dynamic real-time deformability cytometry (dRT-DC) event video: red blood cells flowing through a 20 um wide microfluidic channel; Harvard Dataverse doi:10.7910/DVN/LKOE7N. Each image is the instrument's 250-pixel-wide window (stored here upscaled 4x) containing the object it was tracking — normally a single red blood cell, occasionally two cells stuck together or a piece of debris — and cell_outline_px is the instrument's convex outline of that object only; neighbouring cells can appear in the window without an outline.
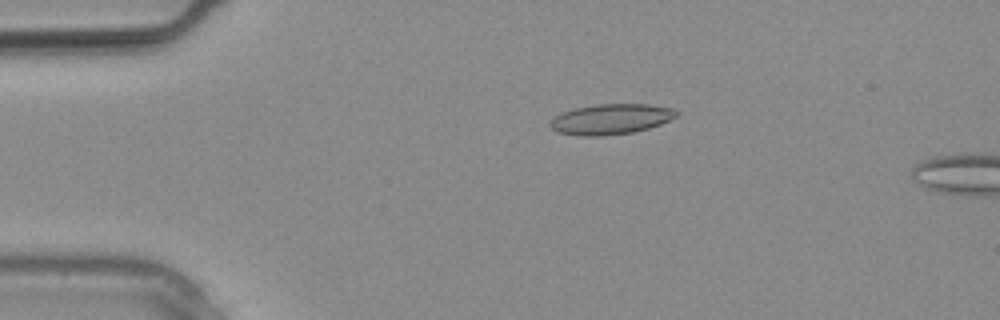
{"species": "common noctule bat (a hibernating species)", "species_latin": "Nyctalus noctula", "temperature_condition": "warm", "stored_images_in_passage": 5, "camera_frame_rate_fps": 3000, "um_per_image_px": 0.085, "animal": {"sex": "male", "body_mass_g": 20.4}, "frame": {"image": 1, "passage_image": 3, "time_ms": 0.667, "image_size_px": [1000, 320], "cell_outline_px": [[676, 116], [660, 124], [648, 128], [632, 132], [604, 136], [580, 136], [556, 132], [548, 124], [556, 116], [564, 112], [576, 108], [596, 104], [648, 104], [672, 108], [676, 112]], "centroid_in_image_um": [51.89, 10.13], "position_along_channel_um": 33.1, "area_um2": 22.14}}